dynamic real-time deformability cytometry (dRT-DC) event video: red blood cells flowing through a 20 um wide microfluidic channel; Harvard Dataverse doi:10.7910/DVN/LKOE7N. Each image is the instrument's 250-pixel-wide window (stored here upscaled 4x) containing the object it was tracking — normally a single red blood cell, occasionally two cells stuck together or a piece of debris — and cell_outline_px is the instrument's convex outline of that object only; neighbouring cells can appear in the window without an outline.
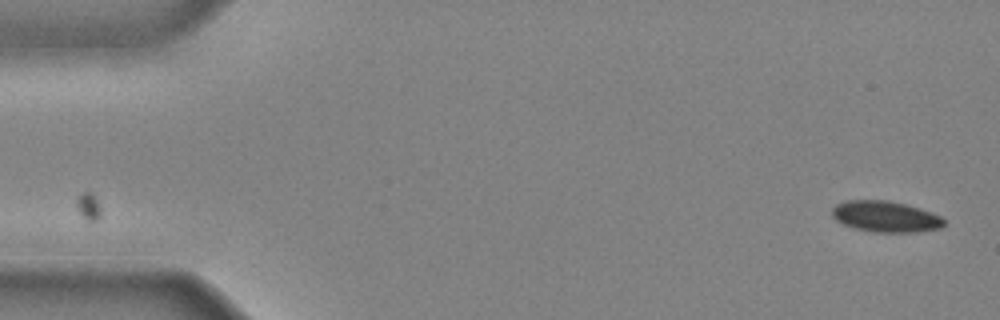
{"species": "common noctule bat (a hibernating species)", "species_latin": "Nyctalus noctula", "temperature_condition": "cold", "stored_images_in_passage": 42, "camera_frame_rate_fps": 3000, "um_per_image_px": 0.085, "animal": {"sex": "male", "body_mass_g": 20.4}, "frame": {"image": 1, "passage_image": 1, "time_ms": 0.0, "image_size_px": [1000, 320], "cell_outline_px": [[944, 224], [940, 228], [916, 232], [872, 232], [856, 228], [844, 224], [836, 220], [832, 216], [832, 208], [836, 204], [844, 200], [888, 200], [920, 208], [932, 212], [940, 216], [944, 220]], "centroid_in_image_um": [75.25, 18.4], "position_along_channel_um": 9.7, "area_um2": 20.23}}
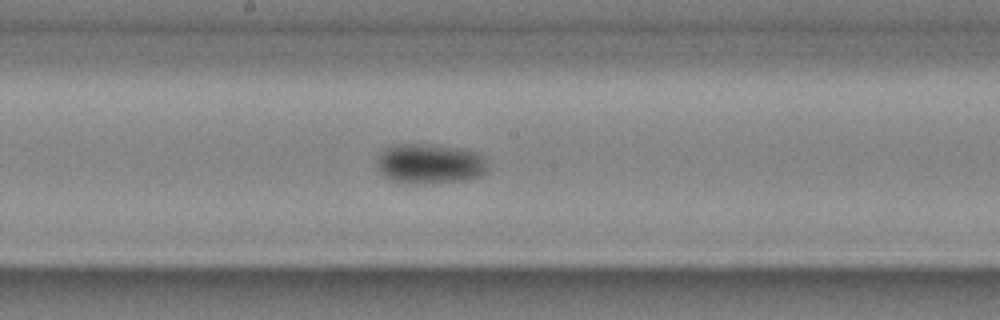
{"frame": {"image": 2, "passage_image": 23, "time_ms": 7.333, "image_size_px": [1000, 320], "cell_outline_px": [[488, 172], [480, 176], [464, 180], [432, 184], [412, 184], [388, 180], [380, 176], [376, 168], [376, 160], [380, 152], [384, 148], [396, 144], [428, 144], [464, 148], [480, 152], [484, 156], [488, 168]], "centroid_in_image_um": [36.51, 13.93], "position_along_channel_um": 211.7, "area_um2": 26.88}}
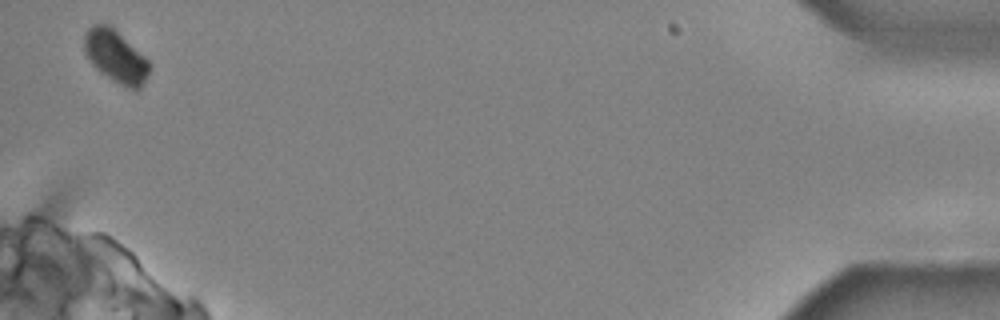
{"frame": {"image": 3, "passage_image": 42, "time_ms": 13.667, "image_size_px": [1000, 320], "cell_outline_px": [[152, 64], [140, 88], [136, 92], [124, 88], [100, 72], [92, 64], [84, 52], [84, 36], [88, 28], [92, 24], [108, 24], [144, 56]], "centroid_in_image_um": [9.83, 4.83], "position_along_channel_um": 425.4, "area_um2": 19.83}}